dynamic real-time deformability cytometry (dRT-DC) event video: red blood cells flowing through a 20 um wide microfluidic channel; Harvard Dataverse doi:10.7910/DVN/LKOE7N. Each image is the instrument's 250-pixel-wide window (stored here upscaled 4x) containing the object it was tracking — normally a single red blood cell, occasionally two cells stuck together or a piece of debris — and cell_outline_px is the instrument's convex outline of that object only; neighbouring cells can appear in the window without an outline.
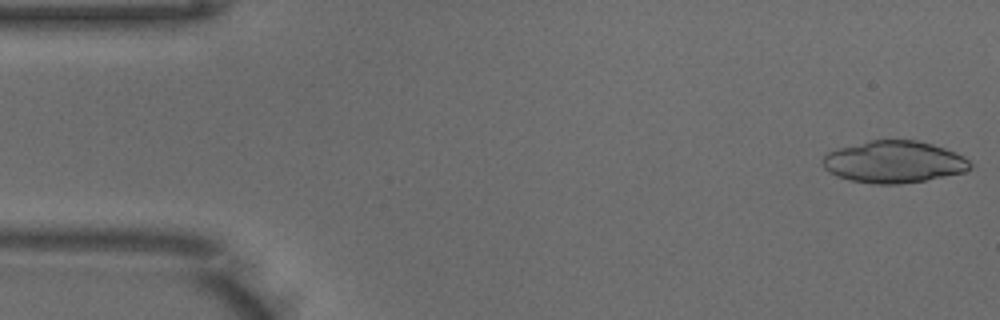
{"species": "common noctule bat (a hibernating species)", "species_latin": "Nyctalus noctula", "temperature_condition": "warm", "stored_images_in_passage": 15, "camera_frame_rate_fps": 3000, "um_per_image_px": 0.085, "animal": {"sex": "male", "body_mass_g": 18.8}, "frame": {"image": 1, "passage_image": 1, "time_ms": 0.0, "image_size_px": [1000, 320], "cell_outline_px": [[972, 168], [964, 172], [924, 180], [900, 184], [872, 184], [852, 180], [836, 176], [824, 168], [824, 156], [828, 152], [840, 148], [872, 140], [916, 140], [932, 144], [956, 152], [964, 156], [972, 164]], "centroid_in_image_um": [76.02, 13.77], "position_along_channel_um": 9.0, "area_um2": 35.78}}